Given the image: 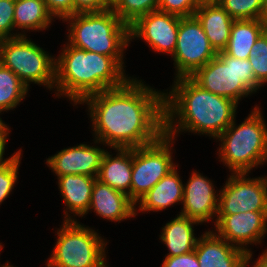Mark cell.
I'll use <instances>...</instances> for the list:
<instances>
[{
    "instance_id": "obj_1",
    "label": "cell",
    "mask_w": 267,
    "mask_h": 267,
    "mask_svg": "<svg viewBox=\"0 0 267 267\" xmlns=\"http://www.w3.org/2000/svg\"><path fill=\"white\" fill-rule=\"evenodd\" d=\"M131 77L118 88L86 97L94 139L110 148H137L164 134V91Z\"/></svg>"
},
{
    "instance_id": "obj_2",
    "label": "cell",
    "mask_w": 267,
    "mask_h": 267,
    "mask_svg": "<svg viewBox=\"0 0 267 267\" xmlns=\"http://www.w3.org/2000/svg\"><path fill=\"white\" fill-rule=\"evenodd\" d=\"M170 87L164 91V133L171 138L191 132L216 139L236 118L238 103L203 89L191 77L176 78Z\"/></svg>"
},
{
    "instance_id": "obj_3",
    "label": "cell",
    "mask_w": 267,
    "mask_h": 267,
    "mask_svg": "<svg viewBox=\"0 0 267 267\" xmlns=\"http://www.w3.org/2000/svg\"><path fill=\"white\" fill-rule=\"evenodd\" d=\"M65 43L56 57L54 91L74 107L90 95L121 87L131 78L113 57Z\"/></svg>"
},
{
    "instance_id": "obj_4",
    "label": "cell",
    "mask_w": 267,
    "mask_h": 267,
    "mask_svg": "<svg viewBox=\"0 0 267 267\" xmlns=\"http://www.w3.org/2000/svg\"><path fill=\"white\" fill-rule=\"evenodd\" d=\"M68 25L67 43L73 47L113 57L123 68L124 53L131 43L130 26L111 9L76 13L63 20Z\"/></svg>"
},
{
    "instance_id": "obj_5",
    "label": "cell",
    "mask_w": 267,
    "mask_h": 267,
    "mask_svg": "<svg viewBox=\"0 0 267 267\" xmlns=\"http://www.w3.org/2000/svg\"><path fill=\"white\" fill-rule=\"evenodd\" d=\"M219 162L231 173H251L267 163V124L261 108L255 105L242 123L232 124L217 138Z\"/></svg>"
},
{
    "instance_id": "obj_6",
    "label": "cell",
    "mask_w": 267,
    "mask_h": 267,
    "mask_svg": "<svg viewBox=\"0 0 267 267\" xmlns=\"http://www.w3.org/2000/svg\"><path fill=\"white\" fill-rule=\"evenodd\" d=\"M55 246L47 267H103L107 262V241L93 228L79 221H65L57 228Z\"/></svg>"
},
{
    "instance_id": "obj_7",
    "label": "cell",
    "mask_w": 267,
    "mask_h": 267,
    "mask_svg": "<svg viewBox=\"0 0 267 267\" xmlns=\"http://www.w3.org/2000/svg\"><path fill=\"white\" fill-rule=\"evenodd\" d=\"M190 77L203 89L238 104L263 87L256 80L248 59L234 58L223 51Z\"/></svg>"
},
{
    "instance_id": "obj_8",
    "label": "cell",
    "mask_w": 267,
    "mask_h": 267,
    "mask_svg": "<svg viewBox=\"0 0 267 267\" xmlns=\"http://www.w3.org/2000/svg\"><path fill=\"white\" fill-rule=\"evenodd\" d=\"M27 36L5 38L0 43V63L13 71L30 89L31 83L47 89L55 87L56 56H52Z\"/></svg>"
},
{
    "instance_id": "obj_9",
    "label": "cell",
    "mask_w": 267,
    "mask_h": 267,
    "mask_svg": "<svg viewBox=\"0 0 267 267\" xmlns=\"http://www.w3.org/2000/svg\"><path fill=\"white\" fill-rule=\"evenodd\" d=\"M175 139L165 133L155 142L132 148L130 199L137 202L178 164L173 161Z\"/></svg>"
},
{
    "instance_id": "obj_10",
    "label": "cell",
    "mask_w": 267,
    "mask_h": 267,
    "mask_svg": "<svg viewBox=\"0 0 267 267\" xmlns=\"http://www.w3.org/2000/svg\"><path fill=\"white\" fill-rule=\"evenodd\" d=\"M201 24L193 16L180 17L173 55L175 78L190 77L217 56Z\"/></svg>"
},
{
    "instance_id": "obj_11",
    "label": "cell",
    "mask_w": 267,
    "mask_h": 267,
    "mask_svg": "<svg viewBox=\"0 0 267 267\" xmlns=\"http://www.w3.org/2000/svg\"><path fill=\"white\" fill-rule=\"evenodd\" d=\"M229 174L219 190L217 214L267 212V176L251 178L248 173Z\"/></svg>"
},
{
    "instance_id": "obj_12",
    "label": "cell",
    "mask_w": 267,
    "mask_h": 267,
    "mask_svg": "<svg viewBox=\"0 0 267 267\" xmlns=\"http://www.w3.org/2000/svg\"><path fill=\"white\" fill-rule=\"evenodd\" d=\"M213 231L230 244L243 249L246 252V267H249L253 251L248 247L263 242L267 234V212L217 214Z\"/></svg>"
},
{
    "instance_id": "obj_13",
    "label": "cell",
    "mask_w": 267,
    "mask_h": 267,
    "mask_svg": "<svg viewBox=\"0 0 267 267\" xmlns=\"http://www.w3.org/2000/svg\"><path fill=\"white\" fill-rule=\"evenodd\" d=\"M180 17L159 10L140 16L130 25V41L144 40L154 52L173 55Z\"/></svg>"
},
{
    "instance_id": "obj_14",
    "label": "cell",
    "mask_w": 267,
    "mask_h": 267,
    "mask_svg": "<svg viewBox=\"0 0 267 267\" xmlns=\"http://www.w3.org/2000/svg\"><path fill=\"white\" fill-rule=\"evenodd\" d=\"M212 182L202 173L192 171L187 183L183 184V208L179 213L200 224L209 223L211 220L215 224L219 190H215V184Z\"/></svg>"
},
{
    "instance_id": "obj_15",
    "label": "cell",
    "mask_w": 267,
    "mask_h": 267,
    "mask_svg": "<svg viewBox=\"0 0 267 267\" xmlns=\"http://www.w3.org/2000/svg\"><path fill=\"white\" fill-rule=\"evenodd\" d=\"M93 141L92 146L80 143L74 147L64 148L51 157L49 156L45 164L57 177L69 174L97 177L106 148L98 147L97 144L100 143L98 140L94 139Z\"/></svg>"
},
{
    "instance_id": "obj_16",
    "label": "cell",
    "mask_w": 267,
    "mask_h": 267,
    "mask_svg": "<svg viewBox=\"0 0 267 267\" xmlns=\"http://www.w3.org/2000/svg\"><path fill=\"white\" fill-rule=\"evenodd\" d=\"M195 253L200 267H246V252L212 229L199 236Z\"/></svg>"
},
{
    "instance_id": "obj_17",
    "label": "cell",
    "mask_w": 267,
    "mask_h": 267,
    "mask_svg": "<svg viewBox=\"0 0 267 267\" xmlns=\"http://www.w3.org/2000/svg\"><path fill=\"white\" fill-rule=\"evenodd\" d=\"M94 211L100 218L111 222L130 220L136 216V204L128 195L95 180L91 195L89 212Z\"/></svg>"
},
{
    "instance_id": "obj_18",
    "label": "cell",
    "mask_w": 267,
    "mask_h": 267,
    "mask_svg": "<svg viewBox=\"0 0 267 267\" xmlns=\"http://www.w3.org/2000/svg\"><path fill=\"white\" fill-rule=\"evenodd\" d=\"M96 179L97 177L77 174L57 177L58 189L66 206L63 214L65 221H77L75 216L82 218L88 212Z\"/></svg>"
},
{
    "instance_id": "obj_19",
    "label": "cell",
    "mask_w": 267,
    "mask_h": 267,
    "mask_svg": "<svg viewBox=\"0 0 267 267\" xmlns=\"http://www.w3.org/2000/svg\"><path fill=\"white\" fill-rule=\"evenodd\" d=\"M177 165L158 181L136 204V216L141 213L158 212L183 202V182ZM139 205V206H138ZM138 206V210H137Z\"/></svg>"
},
{
    "instance_id": "obj_20",
    "label": "cell",
    "mask_w": 267,
    "mask_h": 267,
    "mask_svg": "<svg viewBox=\"0 0 267 267\" xmlns=\"http://www.w3.org/2000/svg\"><path fill=\"white\" fill-rule=\"evenodd\" d=\"M194 16L201 24L214 50L217 53L223 51L230 39L234 19L219 3L201 4Z\"/></svg>"
},
{
    "instance_id": "obj_21",
    "label": "cell",
    "mask_w": 267,
    "mask_h": 267,
    "mask_svg": "<svg viewBox=\"0 0 267 267\" xmlns=\"http://www.w3.org/2000/svg\"><path fill=\"white\" fill-rule=\"evenodd\" d=\"M116 156L106 149L97 180L120 191L130 198L132 175V148H113Z\"/></svg>"
},
{
    "instance_id": "obj_22",
    "label": "cell",
    "mask_w": 267,
    "mask_h": 267,
    "mask_svg": "<svg viewBox=\"0 0 267 267\" xmlns=\"http://www.w3.org/2000/svg\"><path fill=\"white\" fill-rule=\"evenodd\" d=\"M167 222L161 229L159 239L167 246L165 256H178L195 250L199 237L194 233V225H201L198 221L181 214Z\"/></svg>"
},
{
    "instance_id": "obj_23",
    "label": "cell",
    "mask_w": 267,
    "mask_h": 267,
    "mask_svg": "<svg viewBox=\"0 0 267 267\" xmlns=\"http://www.w3.org/2000/svg\"><path fill=\"white\" fill-rule=\"evenodd\" d=\"M53 19L54 17L49 13L44 0H15L14 28L17 29L16 37L26 36L28 31L47 30L54 21Z\"/></svg>"
},
{
    "instance_id": "obj_24",
    "label": "cell",
    "mask_w": 267,
    "mask_h": 267,
    "mask_svg": "<svg viewBox=\"0 0 267 267\" xmlns=\"http://www.w3.org/2000/svg\"><path fill=\"white\" fill-rule=\"evenodd\" d=\"M265 30L260 19L234 20L230 39L223 52L234 58L248 59L253 44Z\"/></svg>"
},
{
    "instance_id": "obj_25",
    "label": "cell",
    "mask_w": 267,
    "mask_h": 267,
    "mask_svg": "<svg viewBox=\"0 0 267 267\" xmlns=\"http://www.w3.org/2000/svg\"><path fill=\"white\" fill-rule=\"evenodd\" d=\"M28 91L16 74L0 63V110L7 112L16 108Z\"/></svg>"
},
{
    "instance_id": "obj_26",
    "label": "cell",
    "mask_w": 267,
    "mask_h": 267,
    "mask_svg": "<svg viewBox=\"0 0 267 267\" xmlns=\"http://www.w3.org/2000/svg\"><path fill=\"white\" fill-rule=\"evenodd\" d=\"M159 0H113L111 10L129 26L140 16L156 11Z\"/></svg>"
},
{
    "instance_id": "obj_27",
    "label": "cell",
    "mask_w": 267,
    "mask_h": 267,
    "mask_svg": "<svg viewBox=\"0 0 267 267\" xmlns=\"http://www.w3.org/2000/svg\"><path fill=\"white\" fill-rule=\"evenodd\" d=\"M234 20L260 19L264 0H219Z\"/></svg>"
},
{
    "instance_id": "obj_28",
    "label": "cell",
    "mask_w": 267,
    "mask_h": 267,
    "mask_svg": "<svg viewBox=\"0 0 267 267\" xmlns=\"http://www.w3.org/2000/svg\"><path fill=\"white\" fill-rule=\"evenodd\" d=\"M248 57L256 80L264 87L267 83V30L256 40Z\"/></svg>"
},
{
    "instance_id": "obj_29",
    "label": "cell",
    "mask_w": 267,
    "mask_h": 267,
    "mask_svg": "<svg viewBox=\"0 0 267 267\" xmlns=\"http://www.w3.org/2000/svg\"><path fill=\"white\" fill-rule=\"evenodd\" d=\"M22 155V149H19L8 163L0 167V205L9 197L18 181Z\"/></svg>"
},
{
    "instance_id": "obj_30",
    "label": "cell",
    "mask_w": 267,
    "mask_h": 267,
    "mask_svg": "<svg viewBox=\"0 0 267 267\" xmlns=\"http://www.w3.org/2000/svg\"><path fill=\"white\" fill-rule=\"evenodd\" d=\"M201 4L197 0H159V11L179 17L193 16Z\"/></svg>"
},
{
    "instance_id": "obj_31",
    "label": "cell",
    "mask_w": 267,
    "mask_h": 267,
    "mask_svg": "<svg viewBox=\"0 0 267 267\" xmlns=\"http://www.w3.org/2000/svg\"><path fill=\"white\" fill-rule=\"evenodd\" d=\"M15 0H0V38H15L14 28Z\"/></svg>"
},
{
    "instance_id": "obj_32",
    "label": "cell",
    "mask_w": 267,
    "mask_h": 267,
    "mask_svg": "<svg viewBox=\"0 0 267 267\" xmlns=\"http://www.w3.org/2000/svg\"><path fill=\"white\" fill-rule=\"evenodd\" d=\"M49 13L54 19L62 21L74 14V0H44Z\"/></svg>"
},
{
    "instance_id": "obj_33",
    "label": "cell",
    "mask_w": 267,
    "mask_h": 267,
    "mask_svg": "<svg viewBox=\"0 0 267 267\" xmlns=\"http://www.w3.org/2000/svg\"><path fill=\"white\" fill-rule=\"evenodd\" d=\"M113 0H74V14L110 10Z\"/></svg>"
},
{
    "instance_id": "obj_34",
    "label": "cell",
    "mask_w": 267,
    "mask_h": 267,
    "mask_svg": "<svg viewBox=\"0 0 267 267\" xmlns=\"http://www.w3.org/2000/svg\"><path fill=\"white\" fill-rule=\"evenodd\" d=\"M161 267H200L195 251L178 256H165Z\"/></svg>"
},
{
    "instance_id": "obj_35",
    "label": "cell",
    "mask_w": 267,
    "mask_h": 267,
    "mask_svg": "<svg viewBox=\"0 0 267 267\" xmlns=\"http://www.w3.org/2000/svg\"><path fill=\"white\" fill-rule=\"evenodd\" d=\"M7 141L8 138H0V167L8 163L12 159V157L18 152H14L9 158H4L3 155H5Z\"/></svg>"
},
{
    "instance_id": "obj_36",
    "label": "cell",
    "mask_w": 267,
    "mask_h": 267,
    "mask_svg": "<svg viewBox=\"0 0 267 267\" xmlns=\"http://www.w3.org/2000/svg\"><path fill=\"white\" fill-rule=\"evenodd\" d=\"M2 112L4 113V111L0 110V114H3ZM10 132V127L0 117V138H8Z\"/></svg>"
},
{
    "instance_id": "obj_37",
    "label": "cell",
    "mask_w": 267,
    "mask_h": 267,
    "mask_svg": "<svg viewBox=\"0 0 267 267\" xmlns=\"http://www.w3.org/2000/svg\"><path fill=\"white\" fill-rule=\"evenodd\" d=\"M259 256L251 267H267V249H265Z\"/></svg>"
},
{
    "instance_id": "obj_38",
    "label": "cell",
    "mask_w": 267,
    "mask_h": 267,
    "mask_svg": "<svg viewBox=\"0 0 267 267\" xmlns=\"http://www.w3.org/2000/svg\"><path fill=\"white\" fill-rule=\"evenodd\" d=\"M260 21L265 25V28L267 30V0H264V6L260 17Z\"/></svg>"
},
{
    "instance_id": "obj_39",
    "label": "cell",
    "mask_w": 267,
    "mask_h": 267,
    "mask_svg": "<svg viewBox=\"0 0 267 267\" xmlns=\"http://www.w3.org/2000/svg\"><path fill=\"white\" fill-rule=\"evenodd\" d=\"M200 4H205V3H218L219 0H197Z\"/></svg>"
},
{
    "instance_id": "obj_40",
    "label": "cell",
    "mask_w": 267,
    "mask_h": 267,
    "mask_svg": "<svg viewBox=\"0 0 267 267\" xmlns=\"http://www.w3.org/2000/svg\"><path fill=\"white\" fill-rule=\"evenodd\" d=\"M10 264L11 263H9L8 261L5 264H3V265H1V263H0V267H14V265L12 266Z\"/></svg>"
},
{
    "instance_id": "obj_41",
    "label": "cell",
    "mask_w": 267,
    "mask_h": 267,
    "mask_svg": "<svg viewBox=\"0 0 267 267\" xmlns=\"http://www.w3.org/2000/svg\"><path fill=\"white\" fill-rule=\"evenodd\" d=\"M2 248H3V245H2V242H1V243H0V252H1ZM0 254H1V253H0Z\"/></svg>"
}]
</instances>
